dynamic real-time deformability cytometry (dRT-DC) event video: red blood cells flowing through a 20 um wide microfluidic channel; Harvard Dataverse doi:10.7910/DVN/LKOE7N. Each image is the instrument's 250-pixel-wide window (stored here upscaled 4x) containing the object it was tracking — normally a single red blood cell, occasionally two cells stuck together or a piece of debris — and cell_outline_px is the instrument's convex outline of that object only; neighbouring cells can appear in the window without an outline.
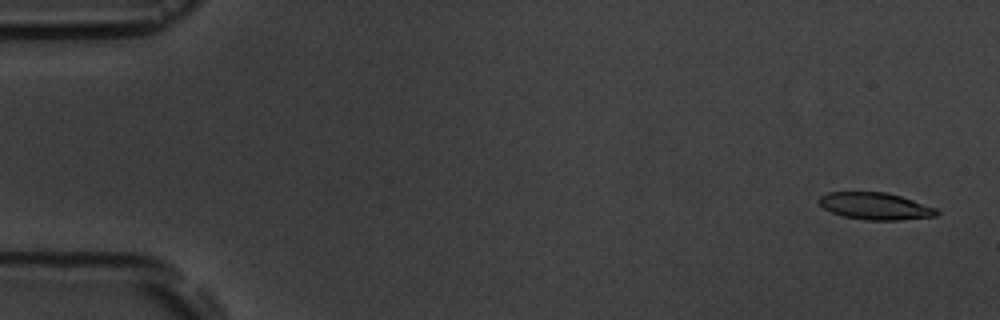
{"species": "common noctule bat (a hibernating species)", "species_latin": "Nyctalus noctula", "temperature_condition": "room temperature", "stored_images_in_passage": 5, "camera_frame_rate_fps": 3000, "um_per_image_px": 0.085, "animal": {"sex": "male", "body_mass_g": 19.5, "forearm_length_mm": 54.6}, "frame": {"image": 1, "passage_image": 1, "time_ms": 0.0, "image_size_px": [1000, 320], "cell_outline_px": [[940, 212], [936, 216], [900, 220], [864, 220], [844, 216], [832, 212], [824, 208], [816, 200], [820, 196], [828, 192], [884, 192], [900, 196], [936, 208]], "centroid_in_image_um": [74.38, 17.52], "position_along_channel_um": 10.6, "area_um2": 18.44}}
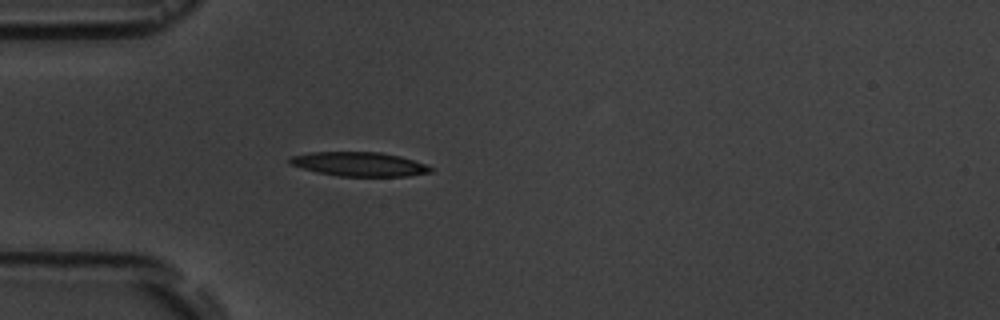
{"frame": {"image": 2, "passage_image": 5, "time_ms": 4.667, "image_size_px": [1000, 320], "cell_outline_px": [[432, 172], [408, 176], [340, 176], [320, 172], [288, 164], [288, 156], [308, 152], [380, 152], [400, 156], [424, 164], [432, 168]], "centroid_in_image_um": [30.49, 13.94], "position_along_channel_um": 54.5, "area_um2": 19.71}}